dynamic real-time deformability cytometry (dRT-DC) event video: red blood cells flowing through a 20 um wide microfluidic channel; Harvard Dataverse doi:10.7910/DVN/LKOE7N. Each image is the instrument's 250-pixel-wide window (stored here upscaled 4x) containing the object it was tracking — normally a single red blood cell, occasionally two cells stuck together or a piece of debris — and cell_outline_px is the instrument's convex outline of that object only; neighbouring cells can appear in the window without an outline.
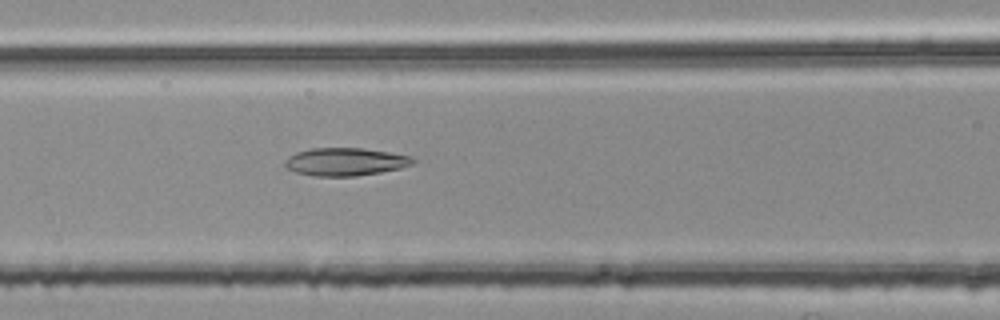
{"species": "common noctule bat (a hibernating species)", "species_latin": "Nyctalus noctula", "temperature_condition": "room temperature", "stored_images_in_passage": 47, "camera_frame_rate_fps": 3000, "um_per_image_px": 0.085, "animal": {"sex": "female", "body_mass_g": 25.1}, "frame": {"image": 1, "passage_image": 16, "time_ms": 5.0, "image_size_px": [1000, 320], "cell_outline_px": [[416, 160], [412, 164], [400, 168], [380, 172], [356, 176], [316, 176], [296, 172], [288, 168], [284, 164], [284, 160], [288, 156], [296, 152], [312, 148], [364, 148], [412, 156]], "centroid_in_image_um": [29.35, 13.74], "position_along_channel_um": 137.3, "area_um2": 20.75}}
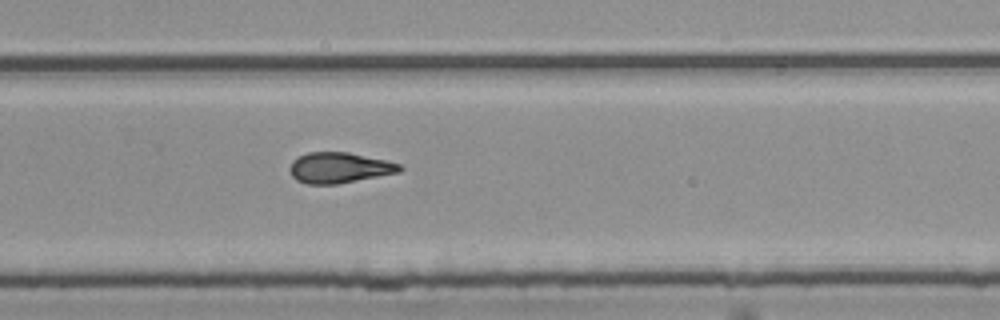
{"frame": {"image": 2, "passage_image": 29, "time_ms": 9.333, "image_size_px": [1000, 320], "cell_outline_px": [[404, 168], [400, 172], [336, 184], [308, 184], [296, 180], [292, 176], [288, 168], [292, 160], [296, 156], [308, 152], [348, 152], [384, 160], [400, 164]], "centroid_in_image_um": [28.79, 14.25], "position_along_channel_um": 301.0, "area_um2": 19.65}}
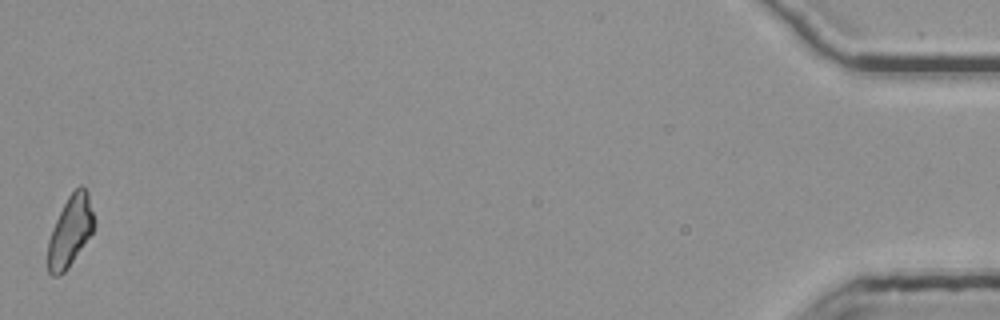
{"frame": {"image": 3, "passage_image": 47, "time_ms": 15.333, "image_size_px": [1000, 320], "cell_outline_px": [[96, 224], [92, 232], [68, 268], [60, 276], [52, 276], [48, 272], [48, 240], [52, 228], [68, 196], [80, 184], [88, 192], [96, 220]], "centroid_in_image_um": [5.98, 19.64], "position_along_channel_um": 429.2, "area_um2": 19.02}, "authors_computed_cell_mechanics": {"area_um2": 19.8254, "velocity_mm_per_s": 3.7921, "shape_relaxation_time_tau1_ms": null, "shape_relaxation_time_tau2_ms": 2.4005, "deformation_change_tau1": null, "deformation_change_tau2": 0.1109}}